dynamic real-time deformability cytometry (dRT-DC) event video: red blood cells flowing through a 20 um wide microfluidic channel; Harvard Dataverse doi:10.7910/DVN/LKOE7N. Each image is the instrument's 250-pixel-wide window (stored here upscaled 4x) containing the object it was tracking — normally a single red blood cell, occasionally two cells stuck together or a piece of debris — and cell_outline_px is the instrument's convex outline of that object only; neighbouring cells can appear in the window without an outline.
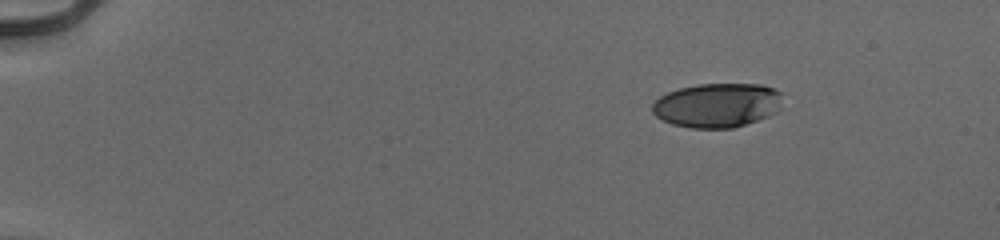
{"species": "human", "species_latin": "Homo sapiens", "temperature_condition": "cold", "stored_images_in_passage": 47, "camera_frame_rate_fps": 3000, "um_per_image_px": 0.085, "donor": {"sex": "male"}, "frame": {"image": 1, "passage_image": 1, "time_ms": 0.0, "image_size_px": [1000, 240], "cell_outline_px": [[784, 92], [780, 108], [776, 112], [768, 116], [732, 128], [688, 128], [672, 124], [656, 116], [652, 112], [652, 104], [660, 96], [668, 92], [680, 88], [696, 84], [760, 84]], "centroid_in_image_um": [60.98, 8.94], "position_along_channel_um": 24.0, "area_um2": 33.76}}
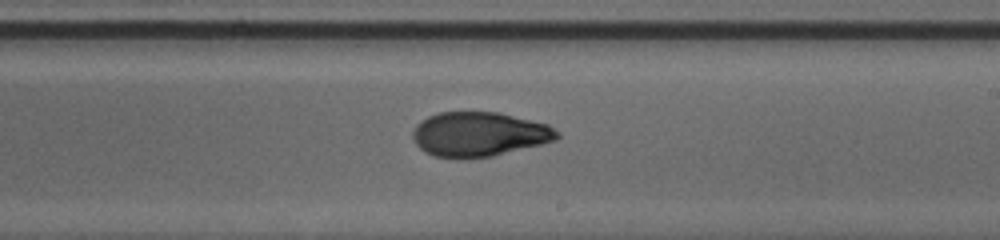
{"frame": {"image": 2, "passage_image": 27, "time_ms": 8.667, "image_size_px": [1000, 240], "cell_outline_px": [[560, 136], [556, 140], [492, 156], [460, 160], [456, 160], [436, 156], [424, 152], [416, 144], [412, 136], [412, 132], [416, 124], [420, 120], [428, 116], [440, 112], [500, 112], [548, 124], [560, 132]], "centroid_in_image_um": [40.7, 11.42], "position_along_channel_um": 248.3, "area_um2": 37.86}}
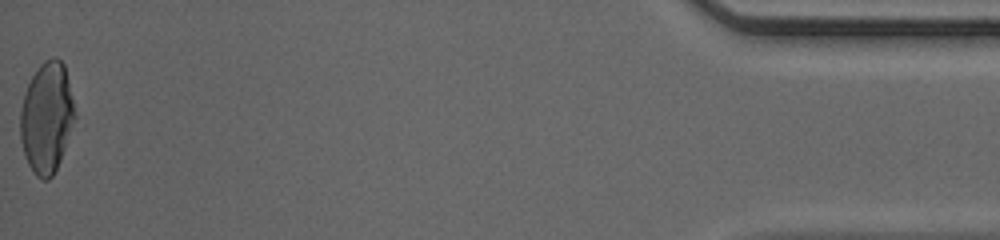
{"frame": {"image": 3, "passage_image": 47, "time_ms": 15.333, "image_size_px": [1000, 240], "cell_outline_px": [[72, 120], [64, 148], [60, 160], [52, 176], [48, 180], [40, 180], [36, 176], [28, 164], [20, 140], [20, 112], [24, 92], [32, 76], [40, 64], [44, 60], [52, 56], [56, 56], [64, 64], [68, 80], [72, 100]], "centroid_in_image_um": [3.91, 9.98], "position_along_channel_um": 431.3, "area_um2": 34.45}, "authors_computed_cell_mechanics": {"area_um2": 36.5874, "velocity_mm_per_s": 3.9787, "shape_relaxation_time_tau1_ms": 5.9382, "shape_relaxation_time_tau2_ms": 1.926, "deformation_change_tau1": 0.2179, "deformation_change_tau2": 0.0598}}